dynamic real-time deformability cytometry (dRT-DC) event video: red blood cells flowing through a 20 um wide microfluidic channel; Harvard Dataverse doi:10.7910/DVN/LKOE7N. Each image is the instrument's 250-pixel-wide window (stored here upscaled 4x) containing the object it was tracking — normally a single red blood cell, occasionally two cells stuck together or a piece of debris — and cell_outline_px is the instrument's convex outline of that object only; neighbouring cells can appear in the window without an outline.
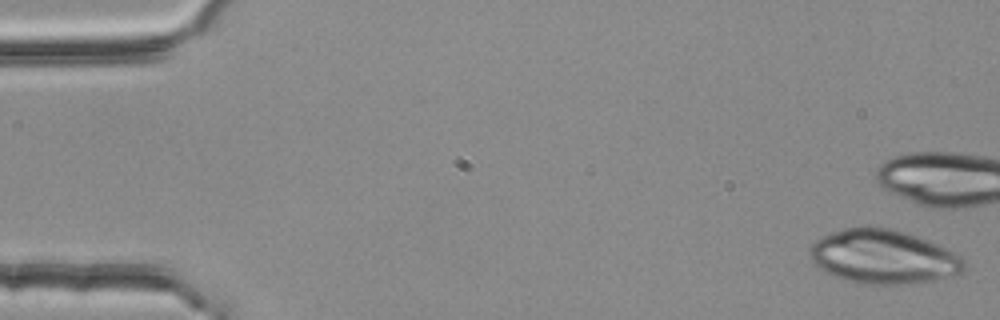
{"species": "common noctule bat (a hibernating species)", "species_latin": "Nyctalus noctula", "temperature_condition": "room temperature", "stored_images_in_passage": 4, "camera_frame_rate_fps": 3000, "um_per_image_px": 0.085, "animal": {"sex": "female", "body_mass_g": 25.1}, "frame": {"image": 1, "passage_image": 1, "time_ms": 0.0, "image_size_px": [1000, 320], "cell_outline_px": [[964, 268], [960, 272], [932, 280], [916, 284], [864, 284], [848, 280], [836, 276], [820, 268], [812, 260], [812, 244], [816, 240], [824, 236], [844, 228], [868, 224], [872, 224], [892, 228], [928, 240], [948, 248], [960, 256], [964, 260]], "centroid_in_image_um": [75.11, 21.79], "position_along_channel_um": 9.9, "area_um2": 48.32}}